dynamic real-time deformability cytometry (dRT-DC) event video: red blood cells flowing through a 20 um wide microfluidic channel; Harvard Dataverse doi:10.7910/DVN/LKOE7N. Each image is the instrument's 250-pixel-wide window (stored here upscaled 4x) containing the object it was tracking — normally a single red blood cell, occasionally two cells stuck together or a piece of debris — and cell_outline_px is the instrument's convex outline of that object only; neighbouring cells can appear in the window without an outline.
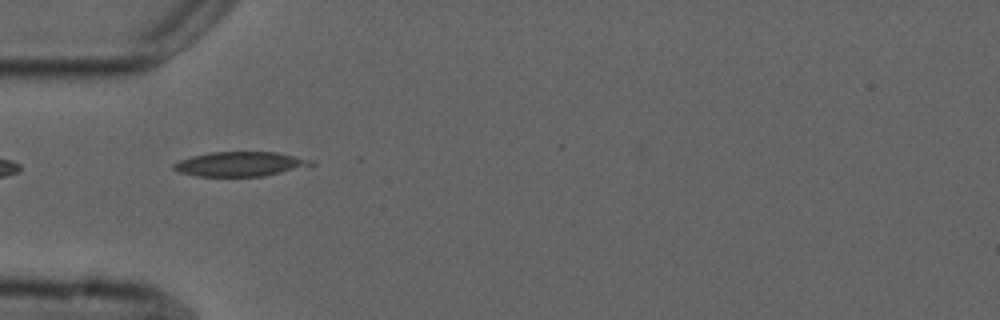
{"species": "common noctule bat (a hibernating species)", "species_latin": "Nyctalus noctula", "temperature_condition": "cold", "stored_images_in_passage": 8, "camera_frame_rate_fps": 3000, "um_per_image_px": 0.085, "animal": {"sex": "male", "forearm_length_mm": 52.5}, "frame": {"image": 1, "passage_image": 3, "time_ms": 2.333, "image_size_px": [1000, 320], "cell_outline_px": [[316, 164], [264, 176], [196, 176], [180, 172], [172, 168], [172, 164], [180, 160], [192, 156], [212, 152], [276, 152], [316, 160]], "centroid_in_image_um": [20.43, 13.94], "position_along_channel_um": 64.6, "area_um2": 19.59}}
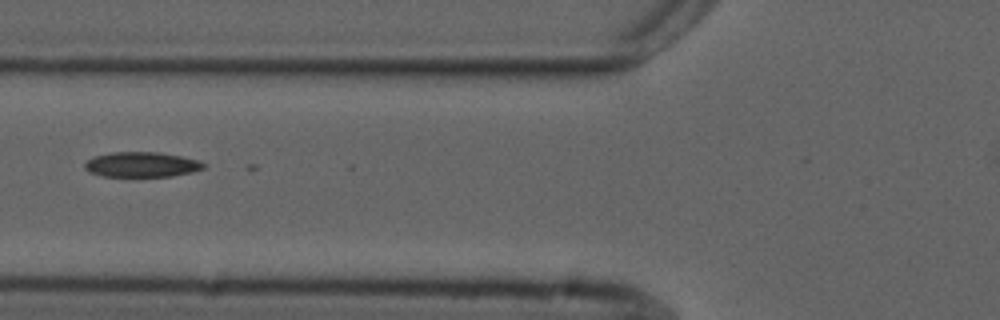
{"frame": {"image": 2, "passage_image": 4, "time_ms": 3.667, "image_size_px": [1000, 320], "cell_outline_px": [[208, 164], [204, 168], [192, 172], [172, 176], [104, 176], [88, 172], [84, 168], [84, 164], [88, 160], [96, 156], [112, 152], [160, 152], [200, 160]], "centroid_in_image_um": [12.08, 13.98], "position_along_channel_um": 113.7, "area_um2": 17.4}}
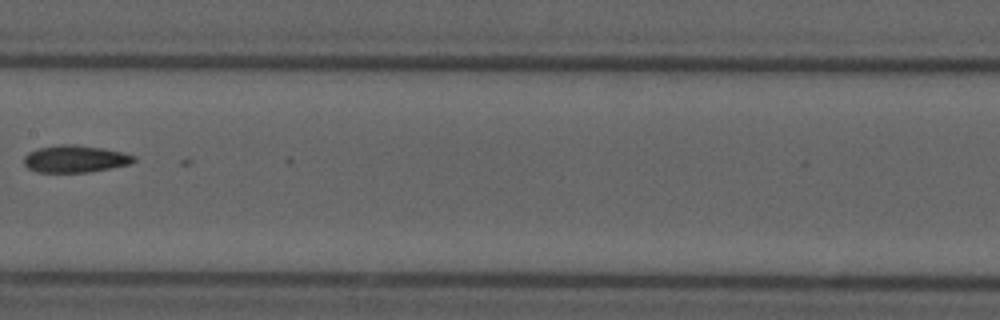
{"frame": {"image": 3, "passage_image": 6, "time_ms": 6.0, "image_size_px": [1000, 320], "cell_outline_px": [[136, 160], [132, 164], [88, 172], [36, 172], [28, 168], [24, 164], [24, 156], [28, 152], [40, 148], [60, 144], [76, 144], [100, 148], [120, 152], [136, 156]], "centroid_in_image_um": [6.38, 13.51], "position_along_channel_um": 201.0, "area_um2": 17.34}}